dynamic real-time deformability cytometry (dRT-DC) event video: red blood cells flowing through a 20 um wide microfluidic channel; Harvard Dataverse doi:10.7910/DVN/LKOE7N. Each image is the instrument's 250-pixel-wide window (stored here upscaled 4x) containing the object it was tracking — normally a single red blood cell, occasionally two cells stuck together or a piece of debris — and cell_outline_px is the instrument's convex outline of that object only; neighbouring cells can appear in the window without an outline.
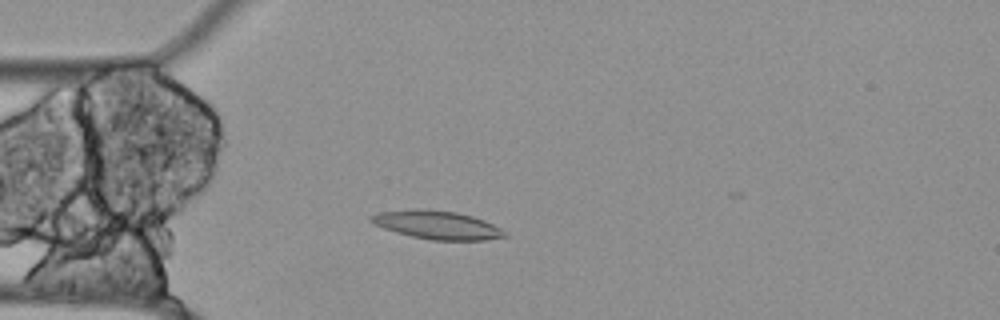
{"species": "Egyptian fruit bat (a non-hibernating species)", "species_latin": "Rousettus aegyptiacus", "temperature_condition": "cold", "stored_images_in_passage": 20, "camera_frame_rate_fps": 3000, "um_per_image_px": 0.085, "animal": {"sex": "female"}, "frame": {"image": 1, "passage_image": 14, "time_ms": 4.333, "image_size_px": [1000, 320], "cell_outline_px": [[508, 236], [484, 240], [432, 240], [412, 236], [396, 232], [372, 224], [368, 220], [368, 216], [380, 212], [416, 208], [428, 208], [456, 212], [472, 216], [484, 220], [508, 232]], "centroid_in_image_um": [37.13, 19.11], "position_along_channel_um": 47.9, "area_um2": 22.31}}
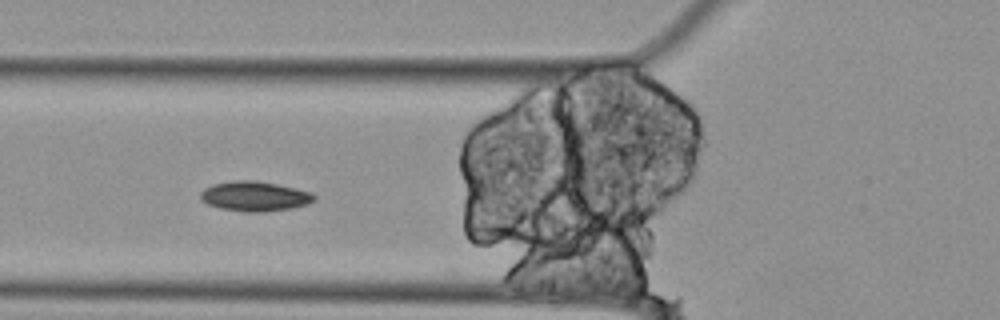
{"frame": {"image": 2, "passage_image": 19, "time_ms": 6.0, "image_size_px": [1000, 320], "cell_outline_px": [[316, 196], [308, 204], [292, 208], [260, 212], [244, 212], [220, 208], [208, 204], [200, 200], [200, 192], [204, 188], [212, 184], [236, 180], [256, 180], [296, 188], [312, 192]], "centroid_in_image_um": [21.62, 16.68], "position_along_channel_um": 104.2, "area_um2": 19.83}}